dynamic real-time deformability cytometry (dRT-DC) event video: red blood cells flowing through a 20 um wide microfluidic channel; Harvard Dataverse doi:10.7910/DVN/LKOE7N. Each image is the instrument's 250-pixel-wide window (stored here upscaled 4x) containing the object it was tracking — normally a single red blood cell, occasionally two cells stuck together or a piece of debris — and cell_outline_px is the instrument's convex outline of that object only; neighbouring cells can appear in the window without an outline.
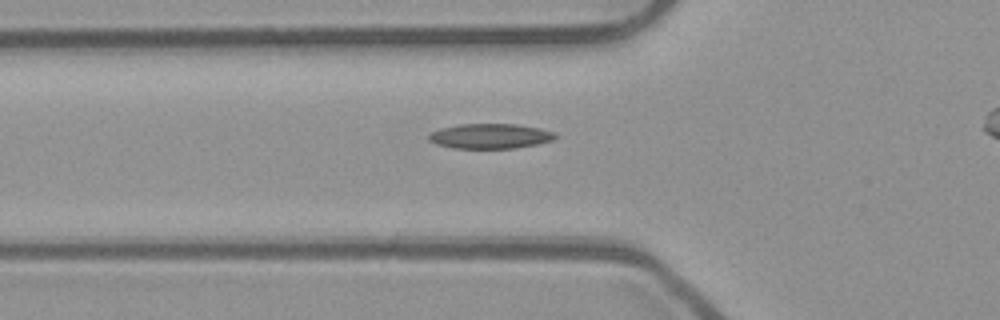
{"species": "common noctule bat (a hibernating species)", "species_latin": "Nyctalus noctula", "temperature_condition": "room temperature", "stored_images_in_passage": 30, "camera_frame_rate_fps": 3000, "um_per_image_px": 0.085, "animal": {"sex": "male", "body_mass_g": 23.1, "forearm_length_mm": 52.7}, "frame": {"image": 1, "passage_image": 3, "time_ms": 0.667, "image_size_px": [1000, 320], "cell_outline_px": [[552, 136], [544, 140], [528, 144], [500, 148], [468, 148], [444, 144], [436, 140], [432, 136], [456, 128], [484, 124], [496, 124], [524, 128], [540, 132]], "centroid_in_image_um": [41.64, 11.61], "position_along_channel_um": 84.2, "area_um2": 14.39}}
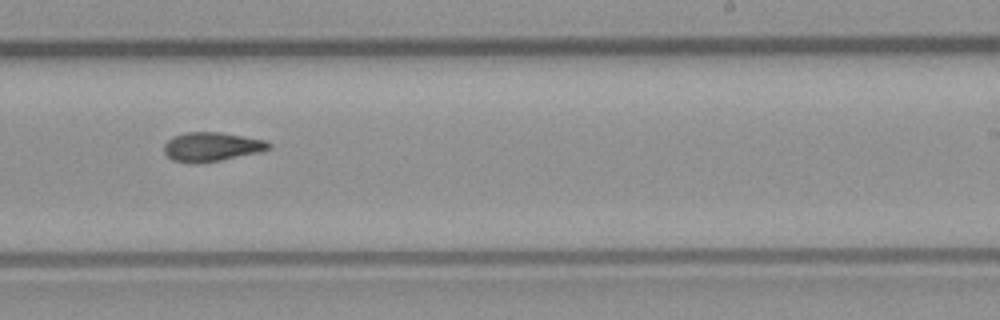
{"frame": {"image": 2, "passage_image": 17, "time_ms": 5.333, "image_size_px": [1000, 320], "cell_outline_px": [[268, 144], [264, 148], [208, 160], [180, 160], [172, 156], [168, 152], [168, 144], [172, 140], [184, 136], [232, 136], [256, 140]], "centroid_in_image_um": [17.94, 12.5], "position_along_channel_um": 271.1, "area_um2": 13.01}}
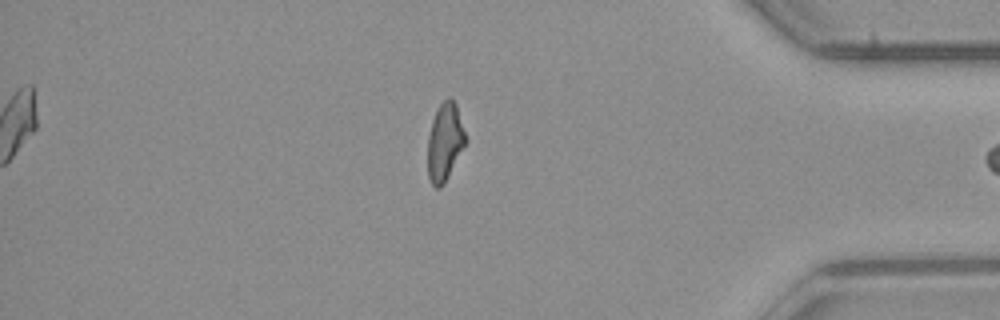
{"frame": {"image": 3, "passage_image": 29, "time_ms": 9.333, "image_size_px": [1000, 320], "cell_outline_px": [[464, 144], [444, 180], [440, 184], [436, 184], [432, 180], [428, 168], [428, 148], [432, 128], [436, 116], [440, 108], [452, 100], [464, 136]], "centroid_in_image_um": [37.78, 12.14], "position_along_channel_um": 397.4, "area_um2": 14.28}}